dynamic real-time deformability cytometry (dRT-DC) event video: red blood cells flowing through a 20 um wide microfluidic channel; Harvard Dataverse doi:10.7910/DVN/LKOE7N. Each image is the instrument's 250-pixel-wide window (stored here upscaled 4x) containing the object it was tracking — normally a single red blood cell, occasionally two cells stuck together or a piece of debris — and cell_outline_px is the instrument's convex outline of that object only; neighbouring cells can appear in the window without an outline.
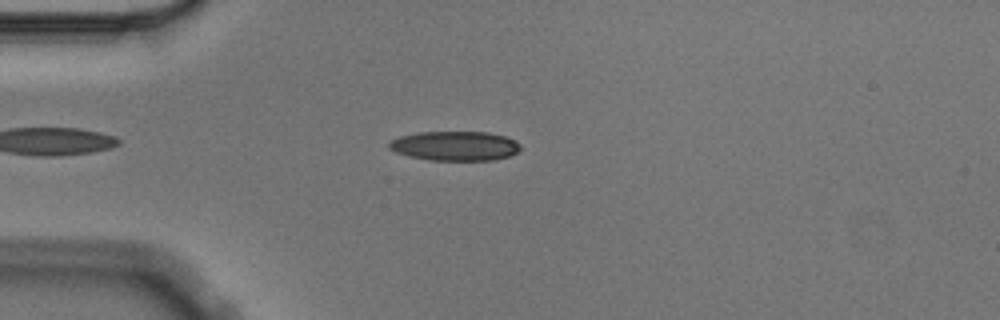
{"species": "Egyptian fruit bat (a non-hibernating species)", "species_latin": "Rousettus aegyptiacus", "temperature_condition": "cold", "stored_images_in_passage": 6, "camera_frame_rate_fps": 3000, "um_per_image_px": 0.085, "animal": {"sex": "male"}, "frame": {"image": 1, "passage_image": 4, "time_ms": 1.0, "image_size_px": [1000, 320], "cell_outline_px": [[520, 148], [516, 152], [508, 156], [492, 160], [428, 160], [408, 156], [396, 152], [388, 148], [388, 144], [392, 140], [400, 136], [416, 132], [488, 132], [504, 136], [520, 144]], "centroid_in_image_um": [38.63, 12.4], "position_along_channel_um": 46.4, "area_um2": 22.43}}
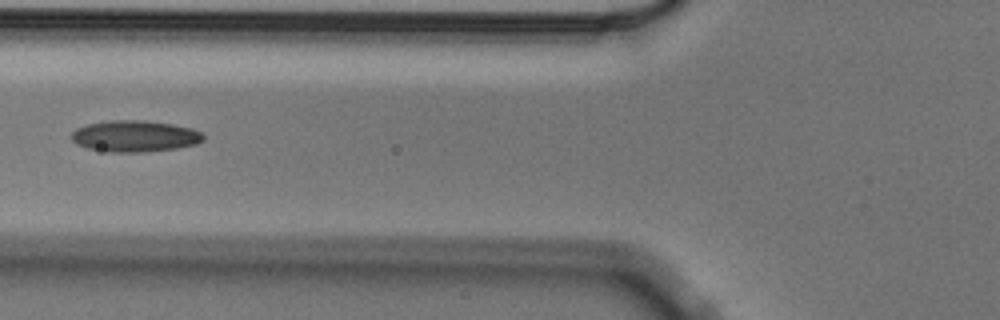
{"frame": {"image": 2, "passage_image": 6, "time_ms": 1.667, "image_size_px": [1000, 320], "cell_outline_px": [[204, 140], [196, 144], [176, 148], [144, 152], [108, 152], [88, 148], [76, 144], [72, 140], [72, 132], [76, 128], [88, 124], [108, 120], [144, 120], [172, 124], [192, 128], [200, 132], [204, 136]], "centroid_in_image_um": [11.45, 11.57], "position_along_channel_um": 114.3, "area_um2": 24.16}}